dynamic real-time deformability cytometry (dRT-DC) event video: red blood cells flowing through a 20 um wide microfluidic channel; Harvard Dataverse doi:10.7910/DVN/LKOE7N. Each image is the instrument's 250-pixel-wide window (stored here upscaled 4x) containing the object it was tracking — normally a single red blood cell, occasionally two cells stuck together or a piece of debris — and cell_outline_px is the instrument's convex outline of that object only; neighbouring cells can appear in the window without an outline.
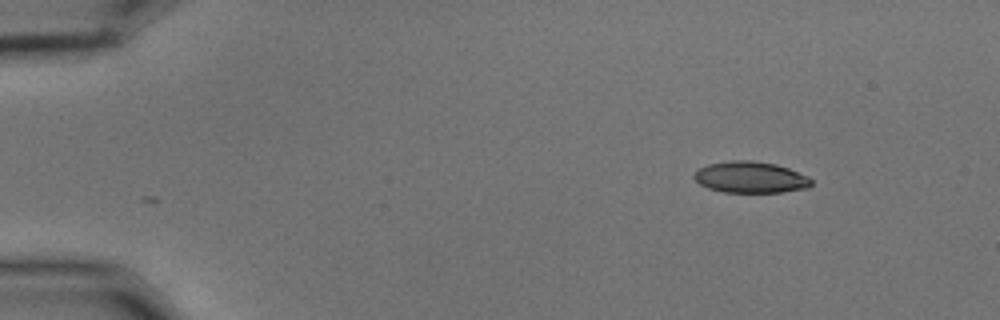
{"species": "common noctule bat (a hibernating species)", "species_latin": "Nyctalus noctula", "temperature_condition": "cold", "stored_images_in_passage": 50, "camera_frame_rate_fps": 3000, "um_per_image_px": 0.085, "animal": {"sex": "male", "body_mass_g": 15.6}, "frame": {"image": 1, "passage_image": 1, "time_ms": 0.0, "image_size_px": [1000, 320], "cell_outline_px": [[812, 184], [808, 188], [784, 192], [724, 192], [708, 188], [700, 184], [692, 176], [700, 168], [708, 164], [732, 160], [752, 160], [776, 164], [788, 168], [808, 176], [812, 180]], "centroid_in_image_um": [63.81, 15.07], "position_along_channel_um": 21.2, "area_um2": 21.44}}
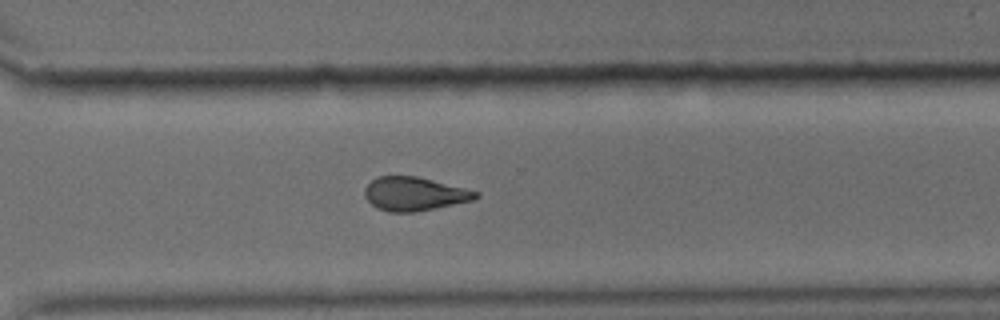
{"frame": {"image": 2, "passage_image": 35, "time_ms": 11.333, "image_size_px": [1000, 320], "cell_outline_px": [[480, 196], [472, 200], [416, 212], [388, 212], [376, 208], [364, 196], [364, 188], [372, 180], [380, 176], [416, 176], [480, 192]], "centroid_in_image_um": [35.2, 16.48], "position_along_channel_um": 335.4, "area_um2": 21.62}}
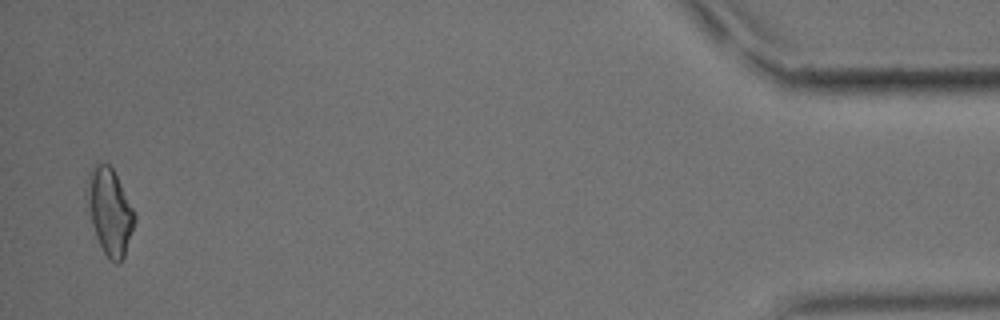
{"frame": {"image": 3, "passage_image": 49, "time_ms": 16.0, "image_size_px": [1000, 320], "cell_outline_px": [[136, 220], [124, 256], [116, 264], [104, 252], [96, 236], [92, 224], [84, 196], [84, 192], [88, 172], [92, 164], [108, 164], [112, 168], [136, 212]], "centroid_in_image_um": [9.3, 17.91], "position_along_channel_um": 425.9, "area_um2": 24.1}, "authors_computed_cell_mechanics": {"area_um2": 22.3686, "velocity_mm_per_s": 3.6006, "shape_relaxation_time_tau1_ms": 7.2081, "shape_relaxation_time_tau2_ms": 4.4031, "deformation_change_tau1": 0.1696, "deformation_change_tau2": 0.1311}}